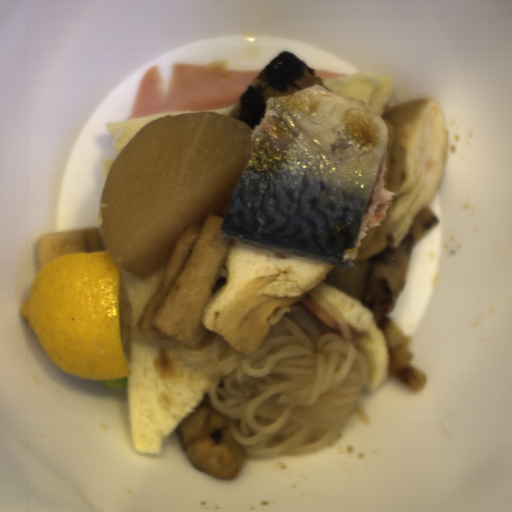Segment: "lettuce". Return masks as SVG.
Segmentation results:
<instances>
[{
  "label": "lettuce",
  "instance_id": "obj_1",
  "mask_svg": "<svg viewBox=\"0 0 512 512\" xmlns=\"http://www.w3.org/2000/svg\"><path fill=\"white\" fill-rule=\"evenodd\" d=\"M127 377L120 380H100L99 383L104 389H115L123 391L126 388Z\"/></svg>",
  "mask_w": 512,
  "mask_h": 512
}]
</instances>
